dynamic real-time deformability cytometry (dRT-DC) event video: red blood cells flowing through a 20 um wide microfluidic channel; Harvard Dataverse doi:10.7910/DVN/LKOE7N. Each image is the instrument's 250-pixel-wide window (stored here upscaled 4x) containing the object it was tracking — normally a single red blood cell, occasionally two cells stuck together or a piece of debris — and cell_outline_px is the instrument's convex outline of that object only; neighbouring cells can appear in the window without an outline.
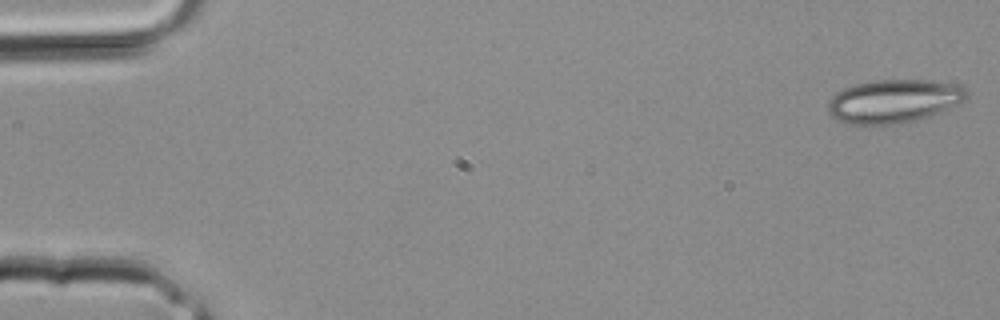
{"species": "common noctule bat (a hibernating species)", "species_latin": "Nyctalus noctula", "temperature_condition": "room temperature", "stored_images_in_passage": 3, "camera_frame_rate_fps": 3000, "um_per_image_px": 0.085, "animal": {"sex": "male", "body_mass_g": 20.4}, "frame": {"image": 1, "passage_image": 1, "time_ms": 0.0, "image_size_px": [1000, 320], "cell_outline_px": [[968, 96], [964, 100], [928, 116], [912, 120], [892, 124], [848, 124], [836, 120], [828, 112], [828, 100], [836, 92], [844, 88], [856, 84], [872, 80], [932, 80], [960, 84], [968, 88]], "centroid_in_image_um": [75.95, 8.57], "position_along_channel_um": 9.0, "area_um2": 34.97}}